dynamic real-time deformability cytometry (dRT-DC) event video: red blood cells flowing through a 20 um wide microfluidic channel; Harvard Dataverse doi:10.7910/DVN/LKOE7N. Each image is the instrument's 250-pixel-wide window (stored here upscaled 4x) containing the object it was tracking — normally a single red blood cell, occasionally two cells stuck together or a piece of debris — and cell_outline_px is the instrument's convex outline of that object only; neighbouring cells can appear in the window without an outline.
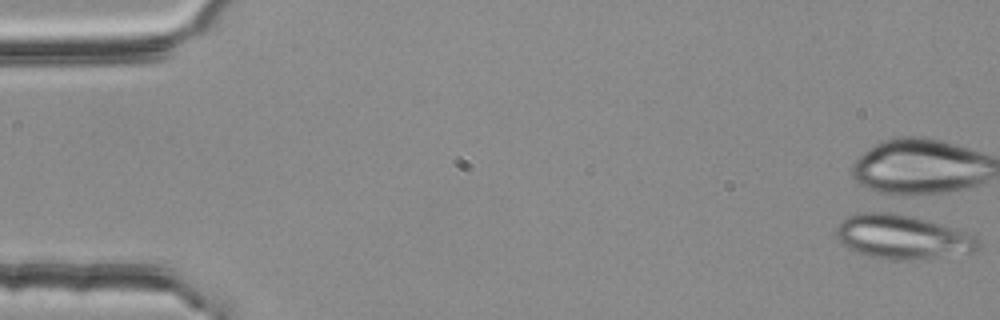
{"species": "common noctule bat (a hibernating species)", "species_latin": "Nyctalus noctula", "temperature_condition": "room temperature", "stored_images_in_passage": 54, "camera_frame_rate_fps": 3000, "um_per_image_px": 0.085, "animal": {"sex": "female", "body_mass_g": 25.1}, "frame": {"image": 1, "passage_image": 1, "time_ms": 0.0, "image_size_px": [1000, 320], "cell_outline_px": [[980, 252], [912, 260], [892, 260], [868, 256], [848, 248], [836, 236], [836, 228], [840, 220], [848, 216], [876, 208], [880, 208], [908, 212], [968, 232], [976, 236], [980, 248]], "centroid_in_image_um": [76.74, 20.07], "position_along_channel_um": 8.3, "area_um2": 38.26}}
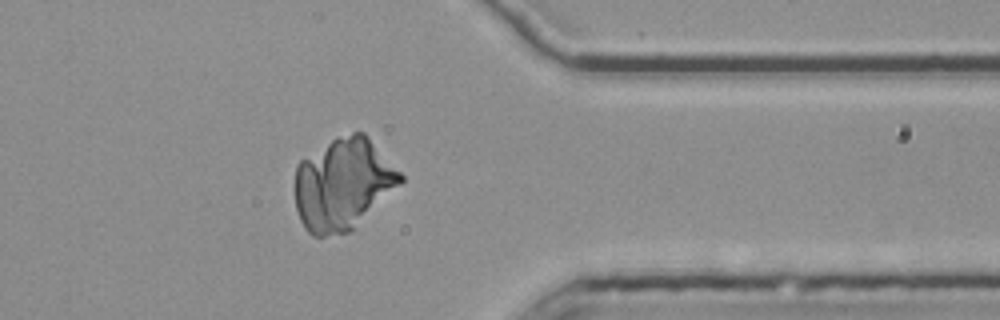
{"frame": {"image": 2, "passage_image": 44, "time_ms": 14.333, "image_size_px": [1000, 320], "cell_outline_px": [[404, 180], [352, 232], [324, 236], [312, 236], [304, 228], [300, 220], [296, 208], [296, 164], [300, 160], [336, 136], [352, 132], [364, 132], [368, 136], [404, 176]], "centroid_in_image_um": [29.16, 15.65], "position_along_channel_um": 382.2, "area_um2": 56.7}}
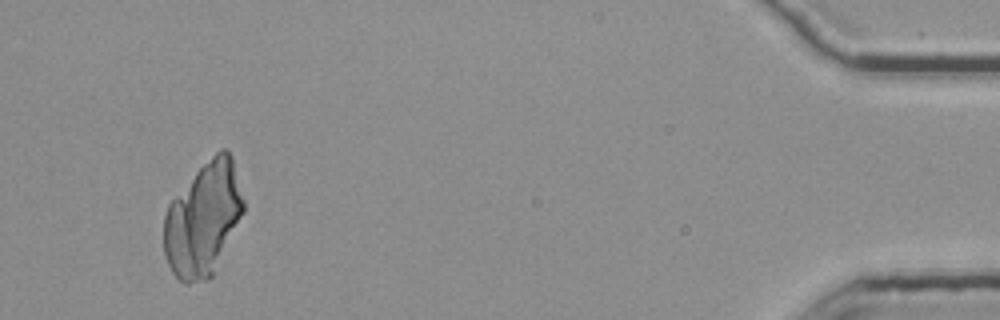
{"frame": {"image": 3, "passage_image": 52, "time_ms": 17.0, "image_size_px": [1000, 320], "cell_outline_px": [[244, 212], [212, 276], [208, 280], [188, 284], [184, 284], [172, 272], [164, 256], [164, 216], [168, 204], [196, 172], [220, 148], [224, 148], [232, 156], [244, 200]], "centroid_in_image_um": [17.27, 18.66], "position_along_channel_um": 417.9, "area_um2": 52.42}}